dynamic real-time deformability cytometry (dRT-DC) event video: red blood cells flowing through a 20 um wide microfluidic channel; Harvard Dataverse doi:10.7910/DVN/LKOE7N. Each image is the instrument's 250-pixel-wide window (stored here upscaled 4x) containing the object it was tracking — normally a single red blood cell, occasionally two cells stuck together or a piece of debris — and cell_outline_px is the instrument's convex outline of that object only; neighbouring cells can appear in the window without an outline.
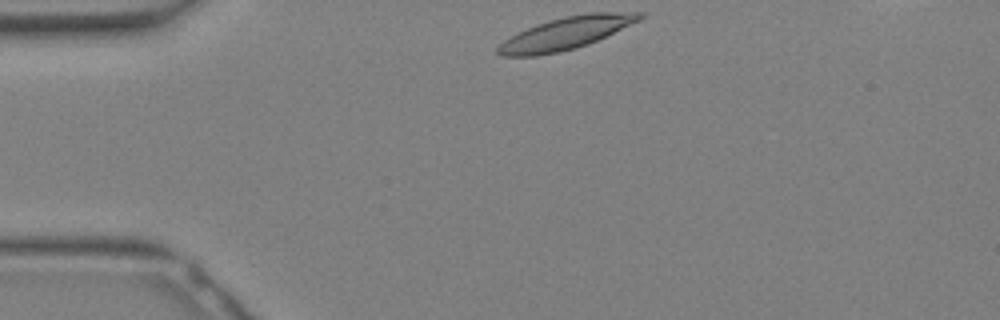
{"species": "Egyptian fruit bat (a non-hibernating species)", "species_latin": "Rousettus aegyptiacus", "temperature_condition": "warm", "stored_images_in_passage": 25, "camera_frame_rate_fps": 3000, "um_per_image_px": 0.085, "animal": {"sex": "female"}, "frame": {"image": 1, "passage_image": 1, "time_ms": 0.0, "image_size_px": [1000, 320], "cell_outline_px": [[644, 16], [640, 20], [588, 44], [576, 48], [560, 52], [536, 56], [500, 56], [496, 52], [496, 48], [504, 40], [536, 24], [548, 20], [564, 16], [588, 12], [644, 12]], "centroid_in_image_um": [48.1, 2.82], "position_along_channel_um": 36.9, "area_um2": 26.59}}
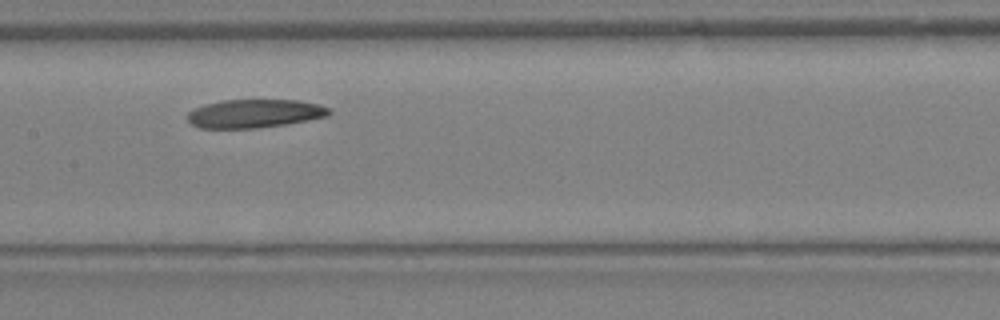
{"frame": {"image": 2, "passage_image": 10, "time_ms": 3.0, "image_size_px": [1000, 320], "cell_outline_px": [[332, 112], [328, 116], [284, 124], [256, 128], [200, 128], [192, 124], [188, 120], [188, 112], [192, 108], [204, 104], [224, 100], [296, 100], [320, 104], [328, 108]], "centroid_in_image_um": [21.61, 9.64], "position_along_channel_um": 185.8, "area_um2": 23.41}}
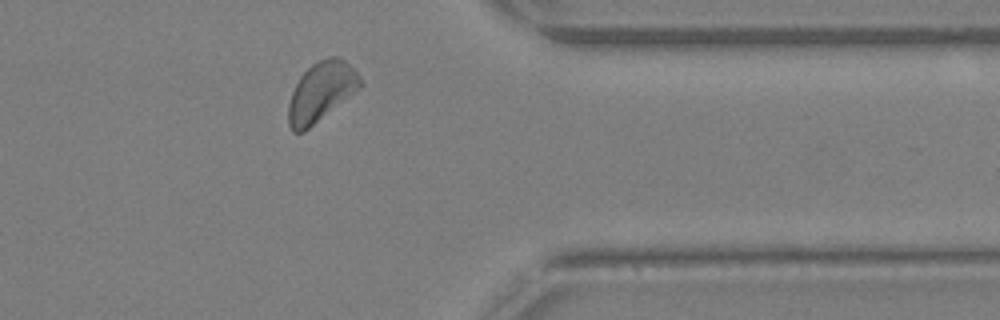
{"frame": {"image": 3, "passage_image": 20, "time_ms": 6.333, "image_size_px": [1000, 320], "cell_outline_px": [[364, 84], [360, 88], [304, 132], [292, 132], [288, 124], [288, 104], [292, 92], [300, 76], [312, 64], [328, 56], [336, 56], [344, 60], [360, 76]], "centroid_in_image_um": [27.29, 7.8], "position_along_channel_um": 384.1, "area_um2": 24.68}}